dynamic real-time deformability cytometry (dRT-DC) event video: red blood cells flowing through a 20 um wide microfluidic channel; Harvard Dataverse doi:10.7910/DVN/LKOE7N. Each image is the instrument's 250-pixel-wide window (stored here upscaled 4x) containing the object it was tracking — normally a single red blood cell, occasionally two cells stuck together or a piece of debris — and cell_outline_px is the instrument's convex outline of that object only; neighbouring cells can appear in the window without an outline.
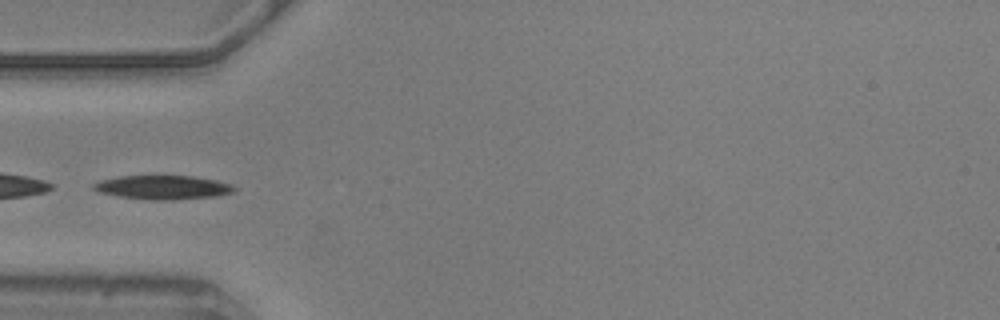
{"species": "common noctule bat (a hibernating species)", "species_latin": "Nyctalus noctula", "temperature_condition": "warm", "stored_images_in_passage": 40, "camera_frame_rate_fps": 3000, "um_per_image_px": 0.085, "animal": {"sex": "male", "body_mass_g": 20.5, "forearm_length_mm": 52.5}, "frame": {"image": 1, "passage_image": 1, "time_ms": 0.0, "image_size_px": [1000, 320], "cell_outline_px": [[236, 188], [232, 192], [216, 196], [172, 200], [152, 200], [120, 196], [100, 192], [92, 188], [92, 184], [100, 180], [120, 176], [192, 176], [216, 180], [232, 184]], "centroid_in_image_um": [13.85, 15.92], "position_along_channel_um": 71.2, "area_um2": 19.48}}
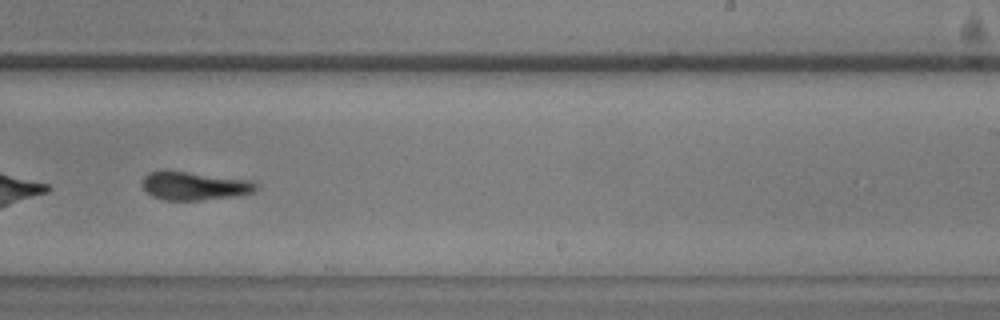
{"frame": {"image": 2, "passage_image": 18, "time_ms": 5.667, "image_size_px": [1000, 320], "cell_outline_px": [[260, 188], [252, 192], [240, 196], [200, 200], [164, 200], [152, 196], [144, 188], [144, 176], [148, 172], [184, 172], [248, 180], [260, 184]], "centroid_in_image_um": [16.6, 15.83], "position_along_channel_um": 272.4, "area_um2": 18.38}}
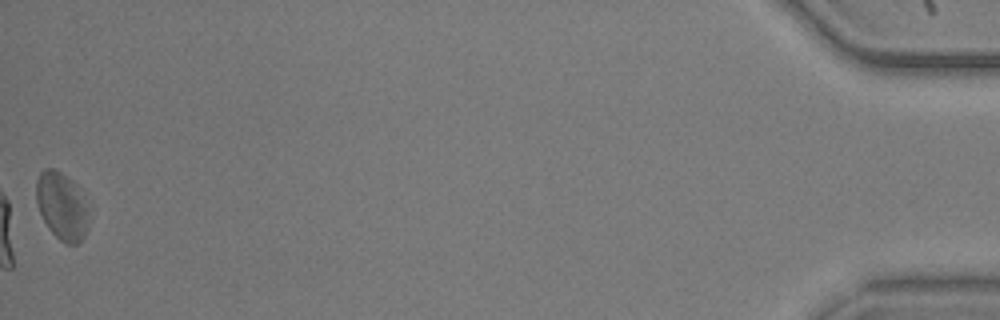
{"frame": {"image": 3, "passage_image": 40, "time_ms": 13.0, "image_size_px": [1000, 320], "cell_outline_px": [[88, 228], [84, 236], [76, 244], [64, 244], [48, 228], [40, 212], [36, 200], [36, 180], [40, 172], [44, 168], [52, 168], [60, 172], [72, 180], [84, 204]], "centroid_in_image_um": [5.19, 17.52], "position_along_channel_um": 430.0, "area_um2": 20.0}}